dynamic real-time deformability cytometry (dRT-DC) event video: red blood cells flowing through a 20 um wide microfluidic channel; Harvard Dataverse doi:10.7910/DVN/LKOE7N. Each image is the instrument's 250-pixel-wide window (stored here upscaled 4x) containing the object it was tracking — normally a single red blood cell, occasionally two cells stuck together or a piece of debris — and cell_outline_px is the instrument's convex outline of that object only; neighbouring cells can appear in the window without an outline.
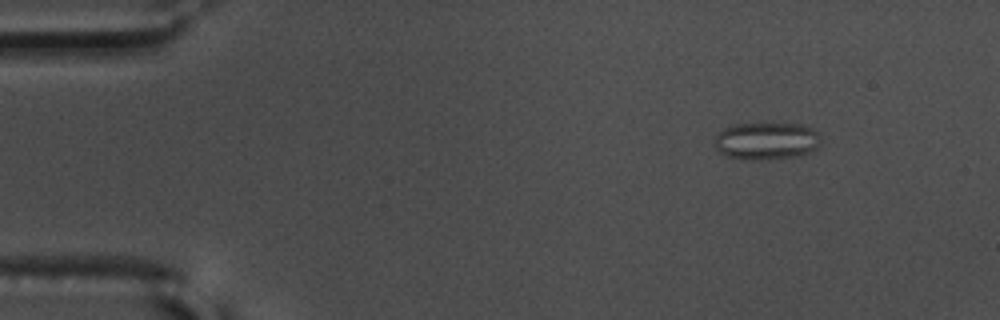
{"species": "common noctule bat (a hibernating species)", "species_latin": "Nyctalus noctula", "temperature_condition": "warm", "stored_images_in_passage": 17, "camera_frame_rate_fps": 3000, "um_per_image_px": 0.085, "animal": {"sex": "male", "body_mass_g": 17.5, "forearm_length_mm": 52.3}, "frame": {"image": 1, "passage_image": 8, "time_ms": 2.333, "image_size_px": [1000, 320], "cell_outline_px": [[820, 144], [816, 148], [808, 152], [796, 156], [756, 160], [740, 160], [728, 156], [720, 152], [716, 148], [716, 136], [724, 128], [736, 124], [804, 124], [816, 132], [820, 136]], "centroid_in_image_um": [65.14, 11.99], "position_along_channel_um": 19.9, "area_um2": 22.89}}